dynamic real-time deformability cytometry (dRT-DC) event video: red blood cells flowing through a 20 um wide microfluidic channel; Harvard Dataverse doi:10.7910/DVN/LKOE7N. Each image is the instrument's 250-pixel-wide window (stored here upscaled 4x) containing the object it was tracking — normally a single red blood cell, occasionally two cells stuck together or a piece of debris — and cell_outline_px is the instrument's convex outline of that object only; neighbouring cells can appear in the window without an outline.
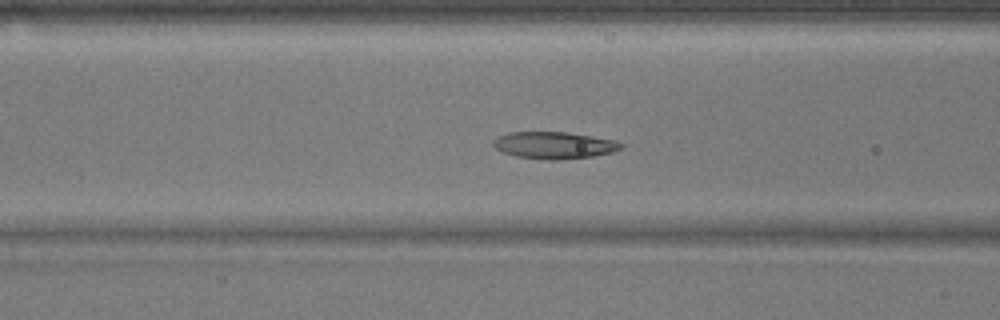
{"species": "common noctule bat (a hibernating species)", "species_latin": "Nyctalus noctula", "temperature_condition": "warm", "stored_images_in_passage": 43, "camera_frame_rate_fps": 3000, "um_per_image_px": 0.085, "animal": {"sex": "male", "body_mass_g": 17.9}, "frame": {"image": 1, "passage_image": 10, "time_ms": 3.0, "image_size_px": [1000, 320], "cell_outline_px": [[624, 148], [612, 152], [592, 156], [560, 160], [552, 160], [516, 156], [500, 152], [492, 144], [492, 140], [508, 132], [564, 132], [592, 136], [616, 140], [624, 144]], "centroid_in_image_um": [47.11, 12.34], "position_along_channel_um": 119.5, "area_um2": 20.11}}
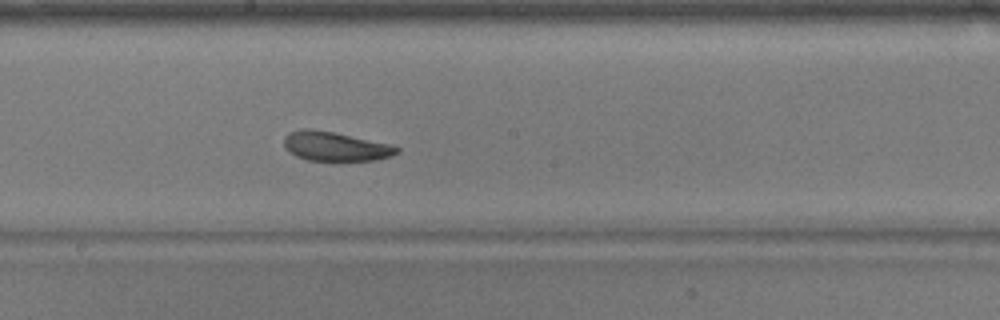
{"frame": {"image": 2, "passage_image": 18, "time_ms": 5.667, "image_size_px": [1000, 320], "cell_outline_px": [[400, 152], [392, 156], [372, 160], [332, 164], [308, 160], [296, 156], [288, 152], [284, 148], [284, 136], [288, 132], [300, 128], [308, 128], [332, 132], [392, 144], [400, 148]], "centroid_in_image_um": [28.49, 12.49], "position_along_channel_um": 219.7, "area_um2": 20.23}}
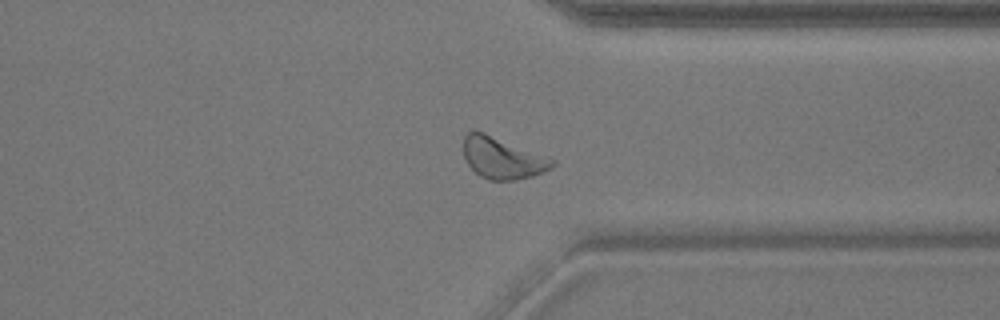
{"frame": {"image": 3, "passage_image": 30, "time_ms": 9.667, "image_size_px": [1000, 320], "cell_outline_px": [[556, 164], [552, 168], [544, 172], [532, 176], [516, 180], [488, 180], [480, 176], [468, 164], [464, 156], [464, 136], [468, 132], [484, 132], [556, 160]], "centroid_in_image_um": [42.73, 13.45], "position_along_channel_um": 368.7, "area_um2": 21.27}, "authors_computed_cell_mechanics": {"area_um2": 20.23, "velocity_mm_per_s": 3.7573, "shape_relaxation_time_tau1_ms": 4.6874, "shape_relaxation_time_tau2_ms": 5.885, "deformation_change_tau1": 0.1637, "deformation_change_tau2": 0.167}}